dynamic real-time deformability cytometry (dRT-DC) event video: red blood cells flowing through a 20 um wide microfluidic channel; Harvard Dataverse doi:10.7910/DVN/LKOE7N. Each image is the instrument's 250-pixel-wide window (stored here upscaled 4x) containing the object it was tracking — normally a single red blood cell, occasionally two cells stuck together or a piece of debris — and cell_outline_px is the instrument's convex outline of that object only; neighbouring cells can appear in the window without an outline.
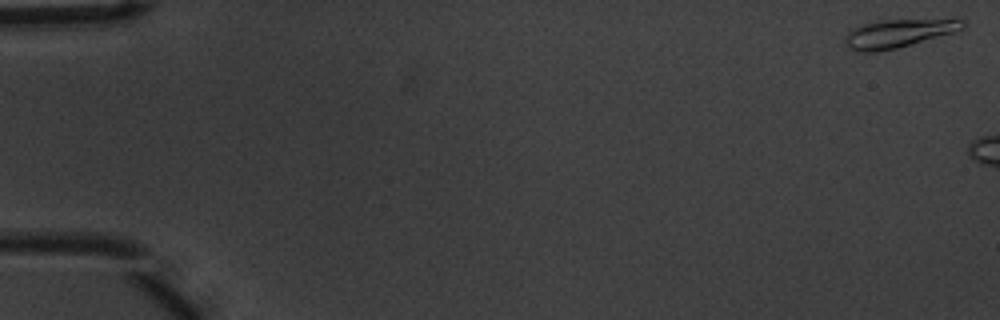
{"species": "common noctule bat (a hibernating species)", "species_latin": "Nyctalus noctula", "temperature_condition": "warm", "stored_images_in_passage": 6, "camera_frame_rate_fps": 3000, "um_per_image_px": 0.085, "animal": {"sex": "male", "body_mass_g": 20.1, "forearm_length_mm": 53.5}, "frame": {"image": 1, "passage_image": 1, "time_ms": 0.0, "image_size_px": [1000, 320], "cell_outline_px": [[968, 24], [964, 28], [952, 32], [896, 48], [876, 52], [856, 52], [848, 48], [844, 44], [844, 36], [852, 28], [860, 24], [880, 20], [964, 20]], "centroid_in_image_um": [76.24, 2.85], "position_along_channel_um": 8.8, "area_um2": 19.19}}